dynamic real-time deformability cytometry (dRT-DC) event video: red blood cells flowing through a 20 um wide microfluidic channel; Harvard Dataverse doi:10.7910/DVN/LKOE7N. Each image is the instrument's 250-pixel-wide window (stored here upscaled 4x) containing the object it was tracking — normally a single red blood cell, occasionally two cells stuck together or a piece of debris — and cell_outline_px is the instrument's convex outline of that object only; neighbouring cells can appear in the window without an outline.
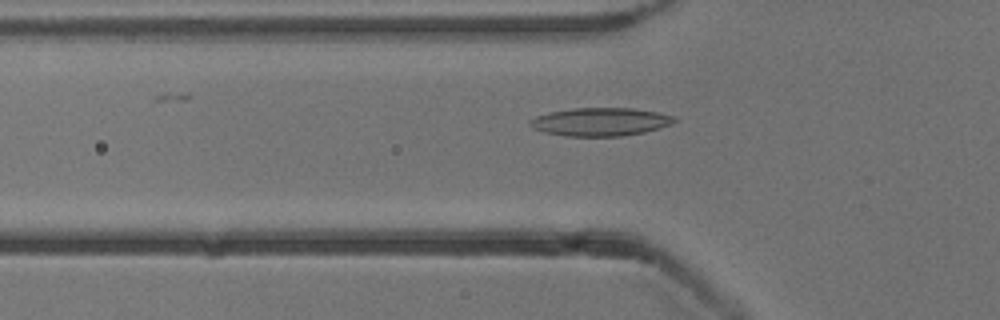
{"species": "common noctule bat (a hibernating species)", "species_latin": "Nyctalus noctula", "temperature_condition": "cold", "stored_images_in_passage": 53, "camera_frame_rate_fps": 3000, "um_per_image_px": 0.085, "animal": {"sex": "male", "body_mass_g": 13.3}, "frame": {"image": 1, "passage_image": 18, "time_ms": 5.667, "image_size_px": [1000, 320], "cell_outline_px": [[676, 120], [672, 124], [660, 128], [644, 132], [620, 136], [564, 136], [544, 132], [532, 128], [528, 124], [528, 120], [536, 116], [548, 112], [572, 108], [632, 108], [656, 112], [676, 116]], "centroid_in_image_um": [51.0, 10.35], "position_along_channel_um": 74.8, "area_um2": 23.87}}
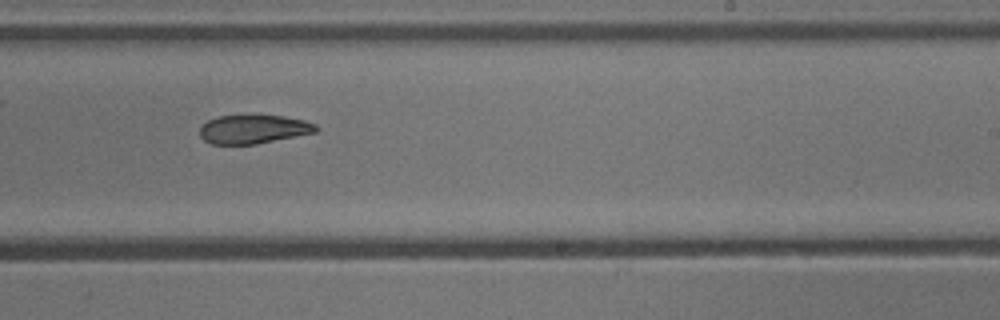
{"frame": {"image": 2, "passage_image": 33, "time_ms": 10.667, "image_size_px": [1000, 320], "cell_outline_px": [[320, 128], [316, 132], [256, 144], [212, 144], [204, 140], [200, 136], [200, 128], [208, 120], [216, 116], [284, 116], [304, 120], [316, 124]], "centroid_in_image_um": [21.56, 10.99], "position_along_channel_um": 267.4, "area_um2": 19.31}}
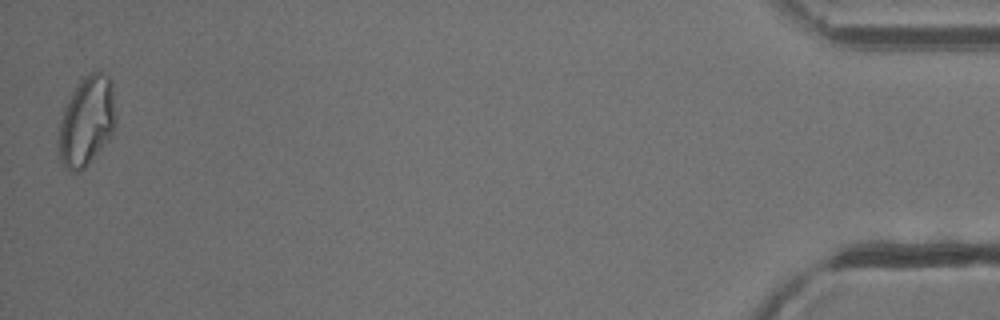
{"frame": {"image": 3, "passage_image": 53, "time_ms": 17.333, "image_size_px": [1000, 320], "cell_outline_px": [[116, 116], [112, 132], [100, 148], [84, 168], [80, 172], [68, 172], [64, 168], [56, 152], [56, 140], [60, 120], [64, 108], [68, 100], [80, 80], [84, 76], [92, 72], [100, 72], [108, 76], [112, 80]], "centroid_in_image_um": [7.31, 10.33], "position_along_channel_um": 427.9, "area_um2": 30.06}, "authors_computed_cell_mechanics": {"area_um2": 21.964, "velocity_mm_per_s": 3.8298, "shape_relaxation_time_tau1_ms": null, "shape_relaxation_time_tau2_ms": 9.7669, "deformation_change_tau1": null, "deformation_change_tau2": 0.1715}}